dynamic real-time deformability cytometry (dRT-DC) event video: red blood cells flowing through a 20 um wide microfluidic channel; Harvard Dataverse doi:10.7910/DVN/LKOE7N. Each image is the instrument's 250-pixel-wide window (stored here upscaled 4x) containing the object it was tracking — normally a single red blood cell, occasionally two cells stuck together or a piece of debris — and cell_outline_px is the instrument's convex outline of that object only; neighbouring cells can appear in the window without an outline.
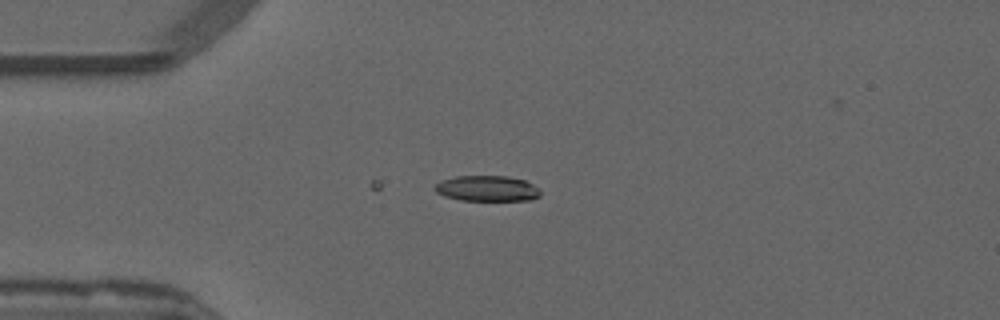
{"species": "common noctule bat (a hibernating species)", "species_latin": "Nyctalus noctula", "temperature_condition": "warm", "stored_images_in_passage": 8, "camera_frame_rate_fps": 3000, "um_per_image_px": 0.085, "animal": {"sex": "male", "forearm_length_mm": 52.5}, "frame": {"image": 1, "passage_image": 8, "time_ms": 2.333, "image_size_px": [1000, 320], "cell_outline_px": [[540, 196], [532, 200], [460, 200], [444, 196], [436, 192], [432, 188], [440, 180], [456, 176], [508, 176], [524, 180], [532, 184], [540, 192]], "centroid_in_image_um": [41.36, 16.02], "position_along_channel_um": 43.6, "area_um2": 15.78}}